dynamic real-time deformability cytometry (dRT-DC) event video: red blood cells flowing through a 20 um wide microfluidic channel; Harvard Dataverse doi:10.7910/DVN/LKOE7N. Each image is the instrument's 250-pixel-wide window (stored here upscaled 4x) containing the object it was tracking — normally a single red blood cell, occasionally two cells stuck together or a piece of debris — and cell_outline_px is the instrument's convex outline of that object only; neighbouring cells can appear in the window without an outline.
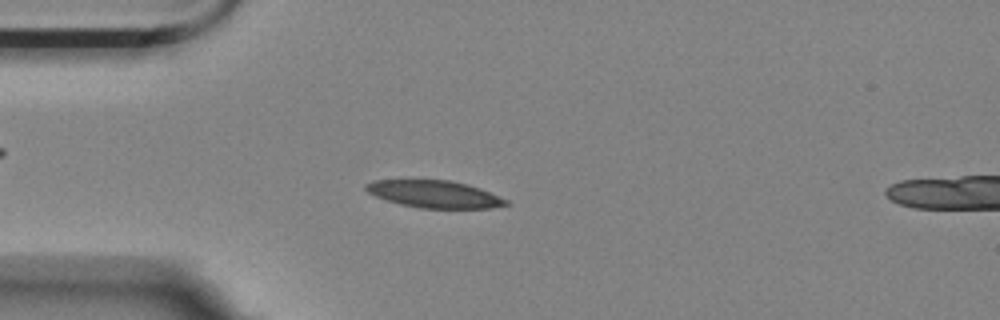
{"species": "Egyptian fruit bat (a non-hibernating species)", "species_latin": "Rousettus aegyptiacus", "temperature_condition": "room temperature", "stored_images_in_passage": 57, "segment_of_instrument_passage": [1, 2], "camera_frame_rate_fps": 3000, "um_per_image_px": 0.085, "animal": {"sex": "female"}, "frame": {"image": 1, "passage_image": 14, "time_ms": 4.333, "image_size_px": [1000, 320], "cell_outline_px": [[512, 204], [492, 208], [420, 208], [400, 204], [384, 200], [368, 192], [364, 188], [364, 184], [372, 180], [452, 180], [468, 184], [480, 188], [508, 200]], "centroid_in_image_um": [36.93, 16.5], "position_along_channel_um": 48.1, "area_um2": 22.43}}
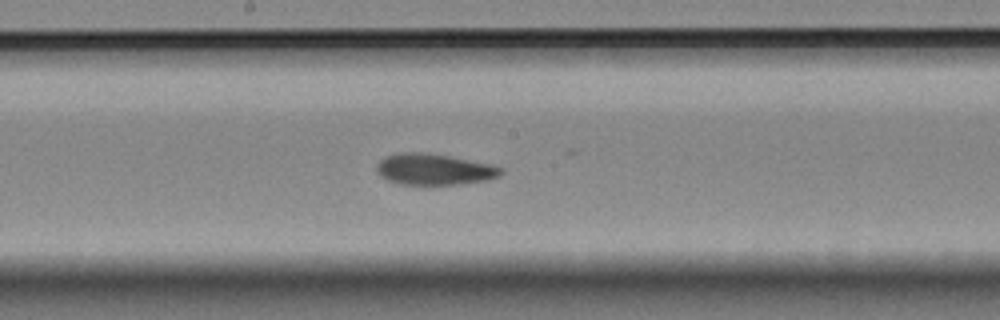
{"frame": {"image": 2, "passage_image": 29, "time_ms": 9.333, "image_size_px": [1000, 320], "cell_outline_px": [[504, 172], [500, 176], [488, 180], [460, 184], [400, 184], [388, 180], [380, 176], [376, 172], [376, 164], [384, 156], [400, 152], [424, 152], [448, 156], [492, 164], [504, 168]], "centroid_in_image_um": [36.9, 14.39], "position_along_channel_um": 211.3, "area_um2": 22.77}}
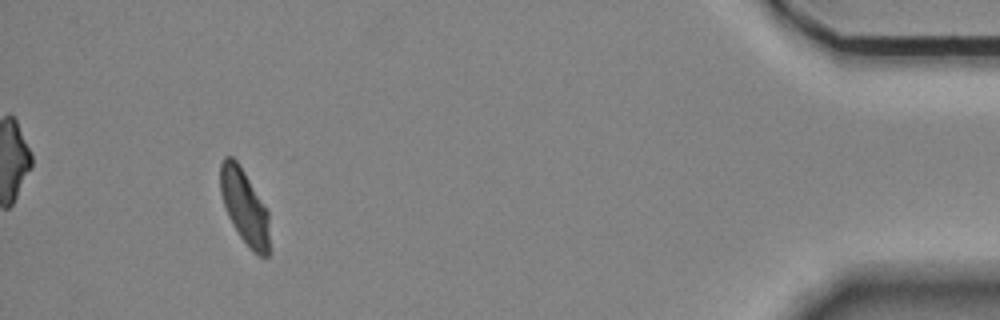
{"frame": {"image": 3, "passage_image": 52, "time_ms": 17.0, "image_size_px": [1000, 320], "cell_outline_px": [[268, 256], [260, 256], [252, 252], [248, 248], [232, 224], [228, 216], [220, 192], [220, 164], [224, 156], [232, 156], [236, 160], [244, 172], [268, 212]], "centroid_in_image_um": [20.75, 17.57], "position_along_channel_um": 414.4, "area_um2": 21.04}}